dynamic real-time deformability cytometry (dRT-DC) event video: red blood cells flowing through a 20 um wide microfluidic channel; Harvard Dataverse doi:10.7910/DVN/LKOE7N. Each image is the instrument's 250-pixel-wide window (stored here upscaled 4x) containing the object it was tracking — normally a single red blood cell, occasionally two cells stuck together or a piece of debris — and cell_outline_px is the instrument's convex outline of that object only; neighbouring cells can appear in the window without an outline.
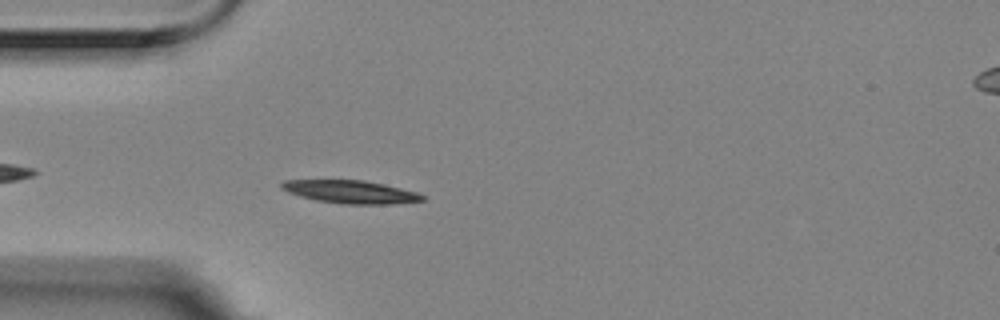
{"species": "Egyptian fruit bat (a non-hibernating species)", "species_latin": "Rousettus aegyptiacus", "temperature_condition": "room temperature", "stored_images_in_passage": 2, "camera_frame_rate_fps": 3000, "um_per_image_px": 0.085, "animal": {"sex": "female"}, "frame": {"image": 1, "passage_image": 2, "time_ms": 0.333, "image_size_px": [1000, 320], "cell_outline_px": [[424, 200], [392, 204], [344, 204], [316, 200], [300, 196], [288, 192], [280, 188], [280, 184], [284, 180], [364, 180], [384, 184], [416, 192], [424, 196]], "centroid_in_image_um": [29.77, 16.3], "position_along_channel_um": 55.2, "area_um2": 18.73}}